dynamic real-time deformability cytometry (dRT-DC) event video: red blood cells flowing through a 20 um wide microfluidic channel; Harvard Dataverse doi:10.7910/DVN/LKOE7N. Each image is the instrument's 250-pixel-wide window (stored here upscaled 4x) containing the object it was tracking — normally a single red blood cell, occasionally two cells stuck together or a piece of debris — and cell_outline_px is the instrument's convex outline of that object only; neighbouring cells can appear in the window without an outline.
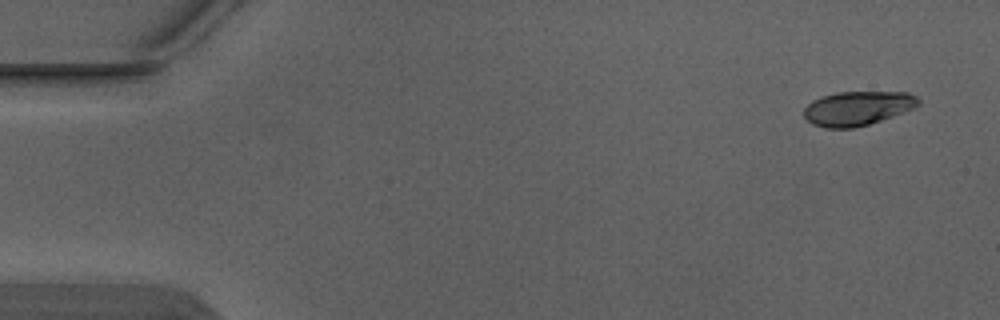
{"species": "Egyptian fruit bat (a non-hibernating species)", "species_latin": "Rousettus aegyptiacus", "temperature_condition": "warm", "stored_images_in_passage": 4, "camera_frame_rate_fps": 3000, "um_per_image_px": 0.085, "animal": {"sex": "male"}, "frame": {"image": 1, "passage_image": 1, "time_ms": 0.0, "image_size_px": [1000, 320], "cell_outline_px": [[920, 104], [916, 108], [868, 124], [852, 128], [824, 128], [812, 124], [804, 116], [804, 108], [812, 100], [836, 92], [908, 92], [916, 96], [920, 100]], "centroid_in_image_um": [72.9, 9.2], "position_along_channel_um": 12.1, "area_um2": 22.83}}
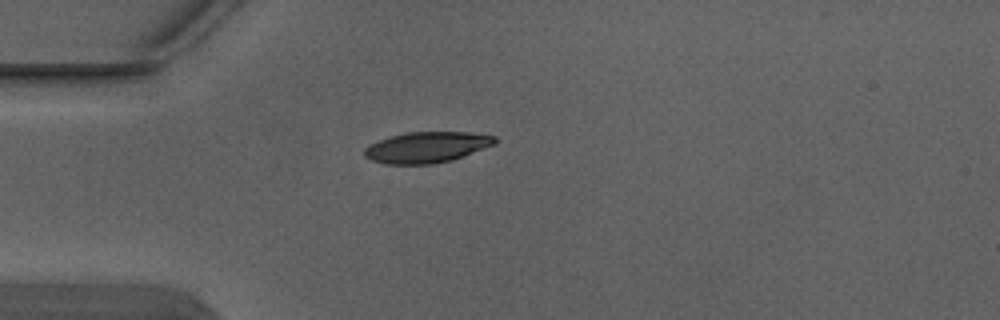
{"frame": {"image": 2, "passage_image": 4, "time_ms": 1.0, "image_size_px": [1000, 320], "cell_outline_px": [[500, 140], [496, 144], [464, 156], [452, 160], [432, 164], [384, 164], [372, 160], [364, 156], [364, 148], [368, 144], [392, 136], [408, 132], [468, 132], [496, 136]], "centroid_in_image_um": [36.31, 12.52], "position_along_channel_um": 48.7, "area_um2": 23.64}}